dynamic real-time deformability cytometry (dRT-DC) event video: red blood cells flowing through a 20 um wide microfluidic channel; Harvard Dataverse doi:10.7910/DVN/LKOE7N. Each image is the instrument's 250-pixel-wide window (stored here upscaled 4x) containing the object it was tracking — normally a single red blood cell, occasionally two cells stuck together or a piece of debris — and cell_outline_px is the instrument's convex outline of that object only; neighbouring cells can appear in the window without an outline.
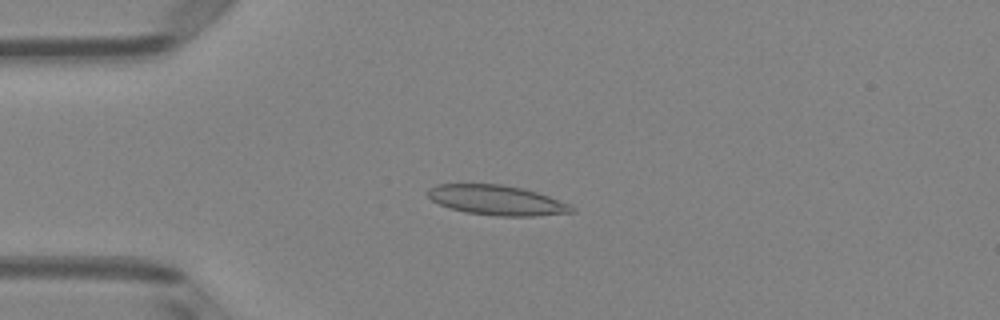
{"species": "Egyptian fruit bat (a non-hibernating species)", "species_latin": "Rousettus aegyptiacus", "temperature_condition": "room temperature", "stored_images_in_passage": 51, "camera_frame_rate_fps": 3000, "um_per_image_px": 0.085, "animal": {"sex": "female"}, "frame": {"image": 1, "passage_image": 13, "time_ms": 4.0, "image_size_px": [1000, 320], "cell_outline_px": [[576, 212], [536, 216], [496, 216], [464, 212], [448, 208], [432, 200], [428, 196], [428, 188], [436, 184], [500, 184], [524, 188], [548, 196], [568, 204], [576, 208]], "centroid_in_image_um": [42.22, 17.02], "position_along_channel_um": 42.8, "area_um2": 25.14}}
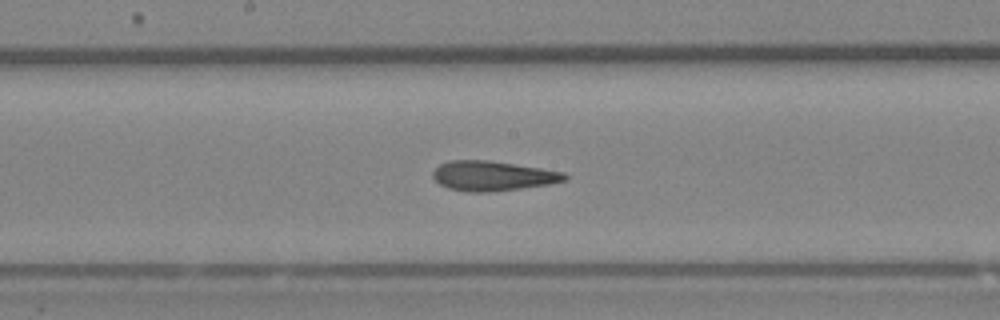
{"frame": {"image": 2, "passage_image": 27, "time_ms": 8.667, "image_size_px": [1000, 320], "cell_outline_px": [[568, 180], [548, 184], [520, 188], [484, 192], [468, 192], [448, 188], [440, 184], [432, 176], [432, 172], [440, 164], [448, 160], [488, 160], [540, 168], [564, 172], [568, 176]], "centroid_in_image_um": [41.86, 14.94], "position_along_channel_um": 206.3, "area_um2": 22.72}}
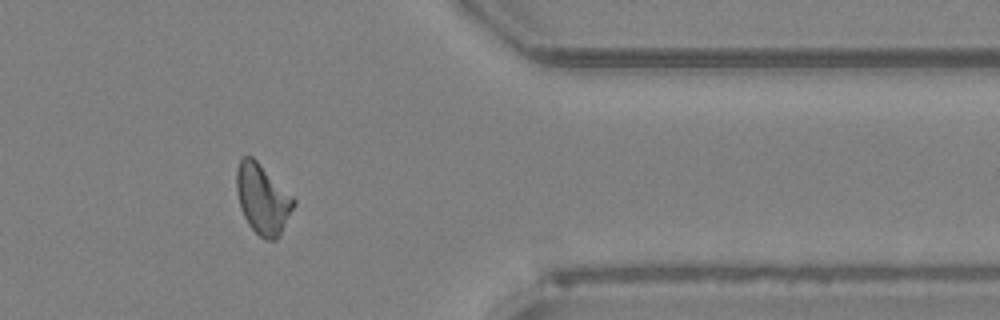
{"frame": {"image": 3, "passage_image": 42, "time_ms": 13.667, "image_size_px": [1000, 320], "cell_outline_px": [[296, 204], [280, 236], [276, 240], [264, 240], [248, 224], [240, 208], [236, 188], [236, 168], [240, 160], [244, 156], [252, 156], [296, 200]], "centroid_in_image_um": [22.32, 16.94], "position_along_channel_um": 389.1, "area_um2": 23.24}, "authors_computed_cell_mechanics": {"area_um2": 23.0622, "velocity_mm_per_s": 3.9988, "shape_relaxation_time_tau1_ms": null, "shape_relaxation_time_tau2_ms": 2.4226, "deformation_change_tau1": null, "deformation_change_tau2": 0.1118}}